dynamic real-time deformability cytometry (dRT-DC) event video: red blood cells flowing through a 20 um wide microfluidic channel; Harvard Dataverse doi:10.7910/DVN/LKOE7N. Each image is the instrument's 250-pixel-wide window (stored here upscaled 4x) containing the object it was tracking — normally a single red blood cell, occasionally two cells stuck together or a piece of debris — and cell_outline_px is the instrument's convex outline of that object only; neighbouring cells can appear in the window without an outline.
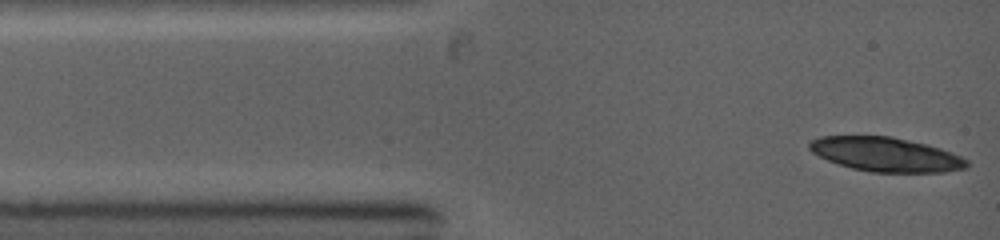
{"species": "common noctule bat (a hibernating species)", "species_latin": "Nyctalus noctula", "temperature_condition": "warm", "stored_images_in_passage": 5, "camera_frame_rate_fps": 5000, "um_per_image_px": 0.085, "animal": {"sex": "female", "body_mass_g": 19.0, "forearm_length_mm": 53.3}, "frame": {"image": 1, "passage_image": 1, "time_ms": 0.0, "image_size_px": [1000, 240], "cell_outline_px": [[968, 168], [944, 172], [872, 172], [852, 168], [828, 160], [812, 152], [808, 148], [808, 140], [820, 136], [892, 136], [928, 144], [952, 152], [968, 160]], "centroid_in_image_um": [75.3, 13.12], "position_along_channel_um": 9.7, "area_um2": 31.5}}